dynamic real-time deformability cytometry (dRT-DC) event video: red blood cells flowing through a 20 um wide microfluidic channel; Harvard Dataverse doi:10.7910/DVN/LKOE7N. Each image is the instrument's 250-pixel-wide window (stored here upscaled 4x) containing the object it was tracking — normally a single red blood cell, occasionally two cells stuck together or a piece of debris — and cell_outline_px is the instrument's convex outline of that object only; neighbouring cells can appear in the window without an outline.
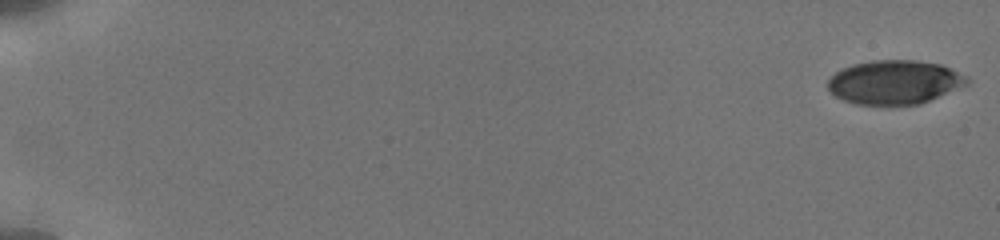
{"species": "human", "species_latin": "Homo sapiens", "temperature_condition": "cold", "stored_images_in_passage": 31, "camera_frame_rate_fps": 3000, "um_per_image_px": 0.085, "donor": {"sex": "male"}, "frame": {"image": 1, "passage_image": 1, "time_ms": 0.0, "image_size_px": [1000, 240], "cell_outline_px": [[968, 84], [920, 104], [856, 104], [844, 100], [836, 96], [828, 88], [828, 80], [836, 72], [852, 64], [872, 60], [916, 60], [940, 64], [964, 76], [968, 80]], "centroid_in_image_um": [76.01, 6.98], "position_along_channel_um": 9.0, "area_um2": 35.08}}
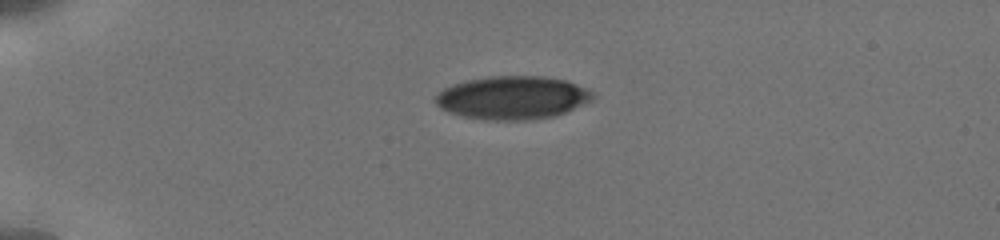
{"frame": {"image": 2, "passage_image": 15, "time_ms": 4.667, "image_size_px": [1000, 240], "cell_outline_px": [[596, 96], [592, 100], [556, 116], [524, 120], [488, 120], [460, 116], [448, 112], [440, 108], [432, 100], [444, 88], [452, 84], [468, 80], [488, 76], [544, 76], [568, 80], [592, 92]], "centroid_in_image_um": [43.54, 8.3], "position_along_channel_um": 41.5, "area_um2": 39.77}}
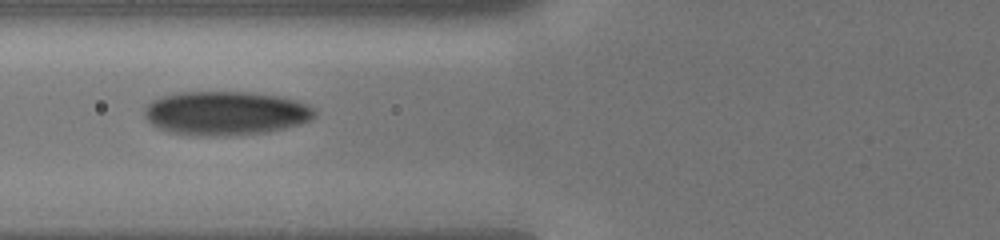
{"frame": {"image": 3, "passage_image": 30, "time_ms": 7.667, "image_size_px": [1000, 240], "cell_outline_px": [[316, 116], [312, 120], [300, 124], [268, 132], [228, 136], [196, 136], [168, 132], [156, 128], [144, 116], [144, 108], [152, 100], [160, 96], [180, 92], [244, 92], [276, 96], [296, 100], [308, 104], [316, 108]], "centroid_in_image_um": [19.18, 9.63], "position_along_channel_um": 106.6, "area_um2": 44.04}}